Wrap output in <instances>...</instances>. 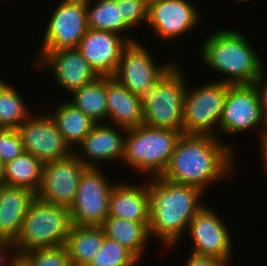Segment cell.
Wrapping results in <instances>:
<instances>
[{
  "label": "cell",
  "instance_id": "cell-1",
  "mask_svg": "<svg viewBox=\"0 0 267 266\" xmlns=\"http://www.w3.org/2000/svg\"><path fill=\"white\" fill-rule=\"evenodd\" d=\"M224 142L212 135L182 134L161 177L207 192L210 184L236 172V149Z\"/></svg>",
  "mask_w": 267,
  "mask_h": 266
},
{
  "label": "cell",
  "instance_id": "cell-2",
  "mask_svg": "<svg viewBox=\"0 0 267 266\" xmlns=\"http://www.w3.org/2000/svg\"><path fill=\"white\" fill-rule=\"evenodd\" d=\"M150 192V236L159 240L161 247L172 249L188 228L194 216L206 205L203 192L191 185L168 181L161 176L148 180Z\"/></svg>",
  "mask_w": 267,
  "mask_h": 266
},
{
  "label": "cell",
  "instance_id": "cell-3",
  "mask_svg": "<svg viewBox=\"0 0 267 266\" xmlns=\"http://www.w3.org/2000/svg\"><path fill=\"white\" fill-rule=\"evenodd\" d=\"M249 39L240 31L220 29L210 32L200 46L201 60L230 85L252 84L261 73L263 62ZM223 78V79H222Z\"/></svg>",
  "mask_w": 267,
  "mask_h": 266
},
{
  "label": "cell",
  "instance_id": "cell-4",
  "mask_svg": "<svg viewBox=\"0 0 267 266\" xmlns=\"http://www.w3.org/2000/svg\"><path fill=\"white\" fill-rule=\"evenodd\" d=\"M182 66L175 63L139 95L143 124L182 132V119L188 80ZM186 79V80H185Z\"/></svg>",
  "mask_w": 267,
  "mask_h": 266
},
{
  "label": "cell",
  "instance_id": "cell-5",
  "mask_svg": "<svg viewBox=\"0 0 267 266\" xmlns=\"http://www.w3.org/2000/svg\"><path fill=\"white\" fill-rule=\"evenodd\" d=\"M181 135L179 130L144 124L127 129L122 162L131 171L146 174L148 178L161 176Z\"/></svg>",
  "mask_w": 267,
  "mask_h": 266
},
{
  "label": "cell",
  "instance_id": "cell-6",
  "mask_svg": "<svg viewBox=\"0 0 267 266\" xmlns=\"http://www.w3.org/2000/svg\"><path fill=\"white\" fill-rule=\"evenodd\" d=\"M72 227L70 210L36 197L13 241L19 256L34 249L57 248L66 244Z\"/></svg>",
  "mask_w": 267,
  "mask_h": 266
},
{
  "label": "cell",
  "instance_id": "cell-7",
  "mask_svg": "<svg viewBox=\"0 0 267 266\" xmlns=\"http://www.w3.org/2000/svg\"><path fill=\"white\" fill-rule=\"evenodd\" d=\"M227 93L228 84L224 82L212 80L204 85H197L196 88H189L188 83L183 108L182 134L217 137Z\"/></svg>",
  "mask_w": 267,
  "mask_h": 266
},
{
  "label": "cell",
  "instance_id": "cell-8",
  "mask_svg": "<svg viewBox=\"0 0 267 266\" xmlns=\"http://www.w3.org/2000/svg\"><path fill=\"white\" fill-rule=\"evenodd\" d=\"M103 168L86 167L82 172L75 200L69 208L72 225L101 227L108 217L109 198L114 183Z\"/></svg>",
  "mask_w": 267,
  "mask_h": 266
},
{
  "label": "cell",
  "instance_id": "cell-9",
  "mask_svg": "<svg viewBox=\"0 0 267 266\" xmlns=\"http://www.w3.org/2000/svg\"><path fill=\"white\" fill-rule=\"evenodd\" d=\"M56 6L47 20L43 43L35 61L51 51L77 48L88 29L86 0H62Z\"/></svg>",
  "mask_w": 267,
  "mask_h": 266
},
{
  "label": "cell",
  "instance_id": "cell-10",
  "mask_svg": "<svg viewBox=\"0 0 267 266\" xmlns=\"http://www.w3.org/2000/svg\"><path fill=\"white\" fill-rule=\"evenodd\" d=\"M263 124L264 114L253 84H228L217 137L222 139V136H237L252 129L258 131L260 137Z\"/></svg>",
  "mask_w": 267,
  "mask_h": 266
},
{
  "label": "cell",
  "instance_id": "cell-11",
  "mask_svg": "<svg viewBox=\"0 0 267 266\" xmlns=\"http://www.w3.org/2000/svg\"><path fill=\"white\" fill-rule=\"evenodd\" d=\"M201 17L199 9L190 0H149L146 26L156 39L178 41L188 31H194Z\"/></svg>",
  "mask_w": 267,
  "mask_h": 266
},
{
  "label": "cell",
  "instance_id": "cell-12",
  "mask_svg": "<svg viewBox=\"0 0 267 266\" xmlns=\"http://www.w3.org/2000/svg\"><path fill=\"white\" fill-rule=\"evenodd\" d=\"M153 55L142 42L130 43L123 50L112 77L131 93L140 95L175 63L168 60L158 64Z\"/></svg>",
  "mask_w": 267,
  "mask_h": 266
},
{
  "label": "cell",
  "instance_id": "cell-13",
  "mask_svg": "<svg viewBox=\"0 0 267 266\" xmlns=\"http://www.w3.org/2000/svg\"><path fill=\"white\" fill-rule=\"evenodd\" d=\"M17 130L22 138L24 152L43 163L62 160L74 153L49 112L37 116L32 114Z\"/></svg>",
  "mask_w": 267,
  "mask_h": 266
},
{
  "label": "cell",
  "instance_id": "cell-14",
  "mask_svg": "<svg viewBox=\"0 0 267 266\" xmlns=\"http://www.w3.org/2000/svg\"><path fill=\"white\" fill-rule=\"evenodd\" d=\"M207 205L188 224L187 232L192 243L191 253L213 256L230 263L233 257V238L223 218ZM225 223V224H224Z\"/></svg>",
  "mask_w": 267,
  "mask_h": 266
},
{
  "label": "cell",
  "instance_id": "cell-15",
  "mask_svg": "<svg viewBox=\"0 0 267 266\" xmlns=\"http://www.w3.org/2000/svg\"><path fill=\"white\" fill-rule=\"evenodd\" d=\"M85 168L86 166L74 154L62 160L44 163L37 198L69 209L75 200Z\"/></svg>",
  "mask_w": 267,
  "mask_h": 266
},
{
  "label": "cell",
  "instance_id": "cell-16",
  "mask_svg": "<svg viewBox=\"0 0 267 266\" xmlns=\"http://www.w3.org/2000/svg\"><path fill=\"white\" fill-rule=\"evenodd\" d=\"M34 62L39 72L49 68L58 88L69 95L99 77L77 48L51 51Z\"/></svg>",
  "mask_w": 267,
  "mask_h": 266
},
{
  "label": "cell",
  "instance_id": "cell-17",
  "mask_svg": "<svg viewBox=\"0 0 267 266\" xmlns=\"http://www.w3.org/2000/svg\"><path fill=\"white\" fill-rule=\"evenodd\" d=\"M129 44L120 34L88 28L77 49L98 76L112 77Z\"/></svg>",
  "mask_w": 267,
  "mask_h": 266
},
{
  "label": "cell",
  "instance_id": "cell-18",
  "mask_svg": "<svg viewBox=\"0 0 267 266\" xmlns=\"http://www.w3.org/2000/svg\"><path fill=\"white\" fill-rule=\"evenodd\" d=\"M126 133V128L106 122L96 123L77 146L80 153L74 150L73 154L86 167H100L102 162L120 161L123 158Z\"/></svg>",
  "mask_w": 267,
  "mask_h": 266
},
{
  "label": "cell",
  "instance_id": "cell-19",
  "mask_svg": "<svg viewBox=\"0 0 267 266\" xmlns=\"http://www.w3.org/2000/svg\"><path fill=\"white\" fill-rule=\"evenodd\" d=\"M122 182H116L111 190L108 217L149 224L150 192L147 180L141 185Z\"/></svg>",
  "mask_w": 267,
  "mask_h": 266
},
{
  "label": "cell",
  "instance_id": "cell-20",
  "mask_svg": "<svg viewBox=\"0 0 267 266\" xmlns=\"http://www.w3.org/2000/svg\"><path fill=\"white\" fill-rule=\"evenodd\" d=\"M36 192L0 183V237L14 241Z\"/></svg>",
  "mask_w": 267,
  "mask_h": 266
},
{
  "label": "cell",
  "instance_id": "cell-21",
  "mask_svg": "<svg viewBox=\"0 0 267 266\" xmlns=\"http://www.w3.org/2000/svg\"><path fill=\"white\" fill-rule=\"evenodd\" d=\"M107 120L126 129L143 124V109L139 95L128 91L113 77H106ZM112 122V123H111Z\"/></svg>",
  "mask_w": 267,
  "mask_h": 266
},
{
  "label": "cell",
  "instance_id": "cell-22",
  "mask_svg": "<svg viewBox=\"0 0 267 266\" xmlns=\"http://www.w3.org/2000/svg\"><path fill=\"white\" fill-rule=\"evenodd\" d=\"M101 228L106 237L118 242L131 251L140 261L148 248L151 236L149 224L107 217Z\"/></svg>",
  "mask_w": 267,
  "mask_h": 266
},
{
  "label": "cell",
  "instance_id": "cell-23",
  "mask_svg": "<svg viewBox=\"0 0 267 266\" xmlns=\"http://www.w3.org/2000/svg\"><path fill=\"white\" fill-rule=\"evenodd\" d=\"M64 101L59 102L49 114L54 119L67 144L74 151L96 122L67 100Z\"/></svg>",
  "mask_w": 267,
  "mask_h": 266
},
{
  "label": "cell",
  "instance_id": "cell-24",
  "mask_svg": "<svg viewBox=\"0 0 267 266\" xmlns=\"http://www.w3.org/2000/svg\"><path fill=\"white\" fill-rule=\"evenodd\" d=\"M86 19L89 29L114 32L125 37L130 43L138 42L134 36L126 35L132 28L122 18L117 0H86Z\"/></svg>",
  "mask_w": 267,
  "mask_h": 266
},
{
  "label": "cell",
  "instance_id": "cell-25",
  "mask_svg": "<svg viewBox=\"0 0 267 266\" xmlns=\"http://www.w3.org/2000/svg\"><path fill=\"white\" fill-rule=\"evenodd\" d=\"M43 167L42 161L30 153L23 152L2 166L0 183L24 187L37 193L42 181Z\"/></svg>",
  "mask_w": 267,
  "mask_h": 266
},
{
  "label": "cell",
  "instance_id": "cell-26",
  "mask_svg": "<svg viewBox=\"0 0 267 266\" xmlns=\"http://www.w3.org/2000/svg\"><path fill=\"white\" fill-rule=\"evenodd\" d=\"M104 241L101 227L72 225L66 241L72 266H87Z\"/></svg>",
  "mask_w": 267,
  "mask_h": 266
},
{
  "label": "cell",
  "instance_id": "cell-27",
  "mask_svg": "<svg viewBox=\"0 0 267 266\" xmlns=\"http://www.w3.org/2000/svg\"><path fill=\"white\" fill-rule=\"evenodd\" d=\"M67 100L83 111L96 123H105L107 119L106 77L99 76L78 90L73 91Z\"/></svg>",
  "mask_w": 267,
  "mask_h": 266
},
{
  "label": "cell",
  "instance_id": "cell-28",
  "mask_svg": "<svg viewBox=\"0 0 267 266\" xmlns=\"http://www.w3.org/2000/svg\"><path fill=\"white\" fill-rule=\"evenodd\" d=\"M16 89L0 80V128L17 129L32 115Z\"/></svg>",
  "mask_w": 267,
  "mask_h": 266
},
{
  "label": "cell",
  "instance_id": "cell-29",
  "mask_svg": "<svg viewBox=\"0 0 267 266\" xmlns=\"http://www.w3.org/2000/svg\"><path fill=\"white\" fill-rule=\"evenodd\" d=\"M140 260L127 248L108 238L87 266H138Z\"/></svg>",
  "mask_w": 267,
  "mask_h": 266
},
{
  "label": "cell",
  "instance_id": "cell-30",
  "mask_svg": "<svg viewBox=\"0 0 267 266\" xmlns=\"http://www.w3.org/2000/svg\"><path fill=\"white\" fill-rule=\"evenodd\" d=\"M28 266H72L66 246L34 249L19 256Z\"/></svg>",
  "mask_w": 267,
  "mask_h": 266
},
{
  "label": "cell",
  "instance_id": "cell-31",
  "mask_svg": "<svg viewBox=\"0 0 267 266\" xmlns=\"http://www.w3.org/2000/svg\"><path fill=\"white\" fill-rule=\"evenodd\" d=\"M24 152L22 138L17 129L0 128V165L3 166Z\"/></svg>",
  "mask_w": 267,
  "mask_h": 266
},
{
  "label": "cell",
  "instance_id": "cell-32",
  "mask_svg": "<svg viewBox=\"0 0 267 266\" xmlns=\"http://www.w3.org/2000/svg\"><path fill=\"white\" fill-rule=\"evenodd\" d=\"M148 2L149 0H117L122 18L132 29L147 24Z\"/></svg>",
  "mask_w": 267,
  "mask_h": 266
},
{
  "label": "cell",
  "instance_id": "cell-33",
  "mask_svg": "<svg viewBox=\"0 0 267 266\" xmlns=\"http://www.w3.org/2000/svg\"><path fill=\"white\" fill-rule=\"evenodd\" d=\"M19 258L14 242L0 237V266H12Z\"/></svg>",
  "mask_w": 267,
  "mask_h": 266
},
{
  "label": "cell",
  "instance_id": "cell-34",
  "mask_svg": "<svg viewBox=\"0 0 267 266\" xmlns=\"http://www.w3.org/2000/svg\"><path fill=\"white\" fill-rule=\"evenodd\" d=\"M188 256L183 266H229L225 260L213 256L197 255L191 252Z\"/></svg>",
  "mask_w": 267,
  "mask_h": 266
},
{
  "label": "cell",
  "instance_id": "cell-35",
  "mask_svg": "<svg viewBox=\"0 0 267 266\" xmlns=\"http://www.w3.org/2000/svg\"><path fill=\"white\" fill-rule=\"evenodd\" d=\"M264 69L265 68L262 69L261 73L259 74V76L256 78V80L252 84L256 89L263 114H266L267 113V77L265 76L266 71Z\"/></svg>",
  "mask_w": 267,
  "mask_h": 266
},
{
  "label": "cell",
  "instance_id": "cell-36",
  "mask_svg": "<svg viewBox=\"0 0 267 266\" xmlns=\"http://www.w3.org/2000/svg\"><path fill=\"white\" fill-rule=\"evenodd\" d=\"M258 143L260 144L259 147L261 146L260 152H262L261 155H263L261 159H263V164L265 165L264 170L265 172H267V142H258Z\"/></svg>",
  "mask_w": 267,
  "mask_h": 266
},
{
  "label": "cell",
  "instance_id": "cell-37",
  "mask_svg": "<svg viewBox=\"0 0 267 266\" xmlns=\"http://www.w3.org/2000/svg\"><path fill=\"white\" fill-rule=\"evenodd\" d=\"M258 141L259 142H267V113L264 114L263 129H262V132H261V135H260Z\"/></svg>",
  "mask_w": 267,
  "mask_h": 266
},
{
  "label": "cell",
  "instance_id": "cell-38",
  "mask_svg": "<svg viewBox=\"0 0 267 266\" xmlns=\"http://www.w3.org/2000/svg\"><path fill=\"white\" fill-rule=\"evenodd\" d=\"M12 266H28L21 258H19Z\"/></svg>",
  "mask_w": 267,
  "mask_h": 266
},
{
  "label": "cell",
  "instance_id": "cell-39",
  "mask_svg": "<svg viewBox=\"0 0 267 266\" xmlns=\"http://www.w3.org/2000/svg\"><path fill=\"white\" fill-rule=\"evenodd\" d=\"M247 1H249V0H235V2H239V3H241V2H247Z\"/></svg>",
  "mask_w": 267,
  "mask_h": 266
},
{
  "label": "cell",
  "instance_id": "cell-40",
  "mask_svg": "<svg viewBox=\"0 0 267 266\" xmlns=\"http://www.w3.org/2000/svg\"><path fill=\"white\" fill-rule=\"evenodd\" d=\"M1 173H2V166L0 165V176H1Z\"/></svg>",
  "mask_w": 267,
  "mask_h": 266
}]
</instances>
